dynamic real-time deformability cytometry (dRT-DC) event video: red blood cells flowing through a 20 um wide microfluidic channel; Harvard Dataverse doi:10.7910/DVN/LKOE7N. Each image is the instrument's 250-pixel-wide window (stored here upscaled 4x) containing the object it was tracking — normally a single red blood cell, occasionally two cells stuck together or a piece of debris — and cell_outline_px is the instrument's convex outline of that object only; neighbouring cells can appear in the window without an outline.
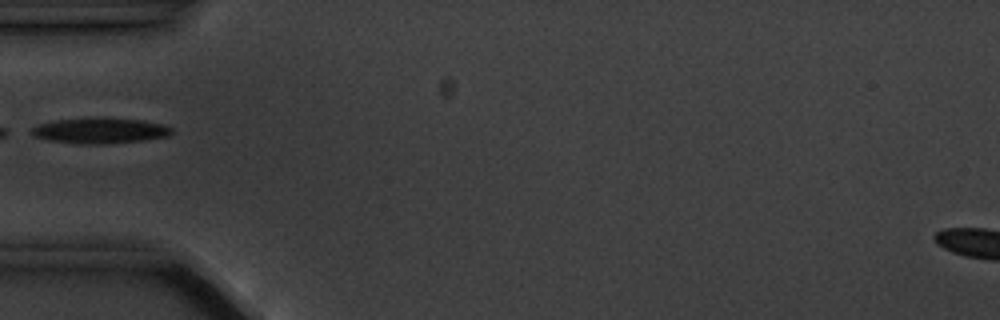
{"species": "common noctule bat (a hibernating species)", "species_latin": "Nyctalus noctula", "temperature_condition": "cold", "stored_images_in_passage": 2, "camera_frame_rate_fps": 3000, "um_per_image_px": 0.085, "animal": {"sex": "male", "body_mass_g": 20.1, "forearm_length_mm": 53.5}, "frame": {"image": 1, "passage_image": 1, "time_ms": 0.0, "image_size_px": [1000, 320], "cell_outline_px": [[172, 132], [168, 136], [140, 140], [104, 144], [80, 144], [48, 140], [36, 136], [32, 132], [32, 128], [40, 124], [56, 120], [92, 116], [104, 116], [144, 120], [164, 124], [172, 128]], "centroid_in_image_um": [8.53, 11.07], "position_along_channel_um": 76.5, "area_um2": 21.21}}